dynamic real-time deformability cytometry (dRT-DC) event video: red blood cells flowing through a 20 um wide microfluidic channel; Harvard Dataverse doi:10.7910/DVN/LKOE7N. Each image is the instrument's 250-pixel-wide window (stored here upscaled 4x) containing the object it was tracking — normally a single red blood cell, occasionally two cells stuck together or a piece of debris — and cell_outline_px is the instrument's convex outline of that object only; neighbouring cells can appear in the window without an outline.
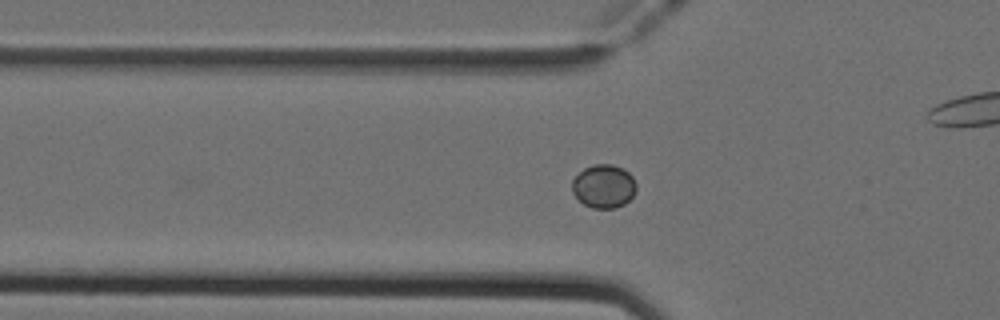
{"species": "Egyptian fruit bat (a non-hibernating species)", "species_latin": "Rousettus aegyptiacus", "temperature_condition": "cold", "stored_images_in_passage": 37, "camera_frame_rate_fps": 3000, "um_per_image_px": 0.085, "animal": {"sex": "female"}, "frame": {"image": 1, "passage_image": 10, "time_ms": 3.0, "image_size_px": [1000, 320], "cell_outline_px": [[636, 192], [624, 204], [616, 208], [592, 208], [584, 204], [572, 192], [572, 180], [584, 168], [592, 164], [612, 164], [624, 168], [632, 176], [636, 184]], "centroid_in_image_um": [51.33, 15.82], "position_along_channel_um": 74.5, "area_um2": 16.3}}
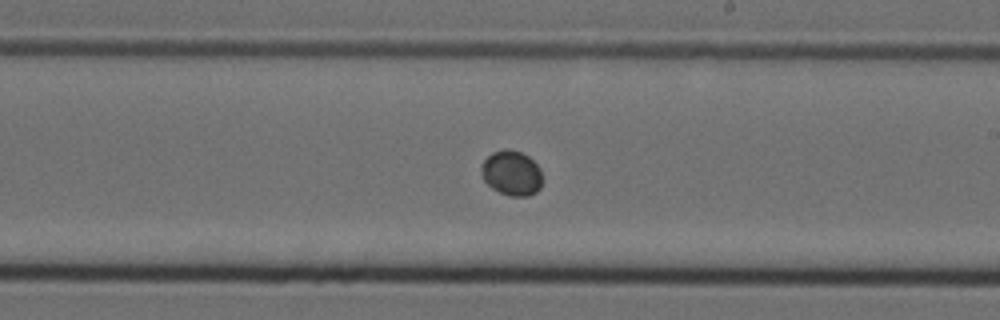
{"frame": {"image": 2, "passage_image": 23, "time_ms": 7.333, "image_size_px": [1000, 320], "cell_outline_px": [[544, 180], [540, 188], [536, 192], [528, 196], [508, 196], [492, 188], [484, 180], [480, 172], [480, 168], [484, 160], [492, 152], [504, 148], [508, 148], [520, 152], [528, 156], [540, 168]], "centroid_in_image_um": [43.5, 14.71], "position_along_channel_um": 245.5, "area_um2": 16.24}}
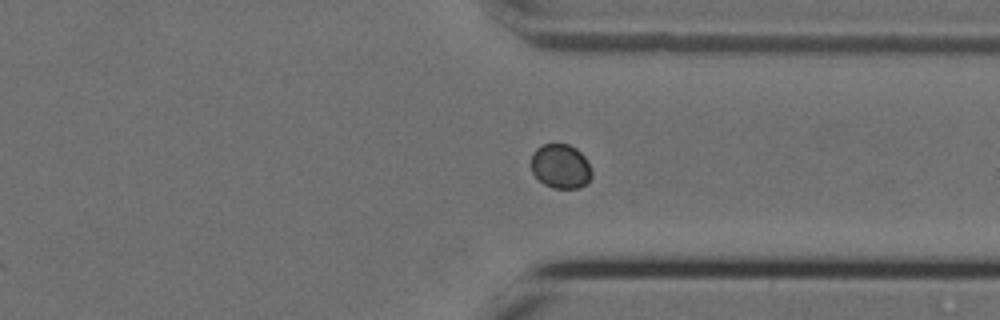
{"frame": {"image": 3, "passage_image": 32, "time_ms": 10.333, "image_size_px": [1000, 320], "cell_outline_px": [[592, 176], [580, 188], [552, 188], [544, 184], [532, 172], [532, 152], [536, 148], [544, 144], [568, 144], [576, 148], [584, 156], [592, 172]], "centroid_in_image_um": [47.64, 14.13], "position_along_channel_um": 363.8, "area_um2": 15.55}}